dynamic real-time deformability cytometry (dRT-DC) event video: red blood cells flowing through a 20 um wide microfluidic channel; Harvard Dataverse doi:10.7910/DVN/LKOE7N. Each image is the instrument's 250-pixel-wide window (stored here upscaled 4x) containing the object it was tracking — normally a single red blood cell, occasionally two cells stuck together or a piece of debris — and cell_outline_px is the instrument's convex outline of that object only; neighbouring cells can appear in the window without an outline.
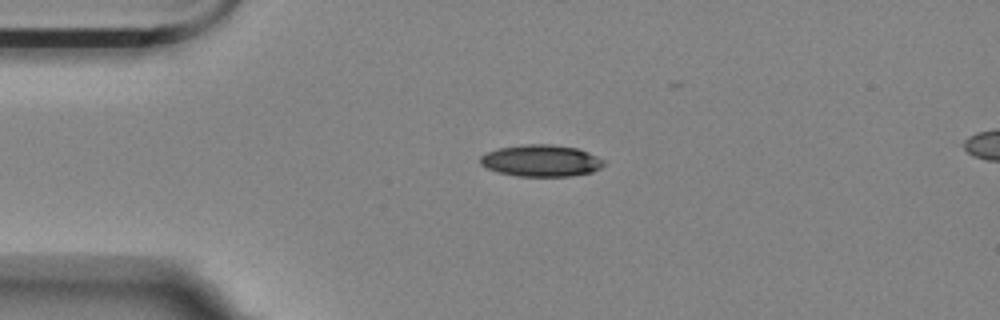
{"species": "Egyptian fruit bat (a non-hibernating species)", "species_latin": "Rousettus aegyptiacus", "temperature_condition": "room temperature", "stored_images_in_passage": 38, "camera_frame_rate_fps": 3000, "um_per_image_px": 0.085, "animal": {"sex": "female"}, "frame": {"image": 1, "passage_image": 1, "time_ms": 0.0, "image_size_px": [1000, 320], "cell_outline_px": [[604, 164], [600, 168], [592, 172], [568, 176], [516, 176], [496, 172], [480, 164], [480, 156], [488, 152], [500, 148], [524, 144], [552, 144], [576, 148], [588, 152], [604, 160]], "centroid_in_image_um": [45.98, 13.66], "position_along_channel_um": 39.0, "area_um2": 22.77}}
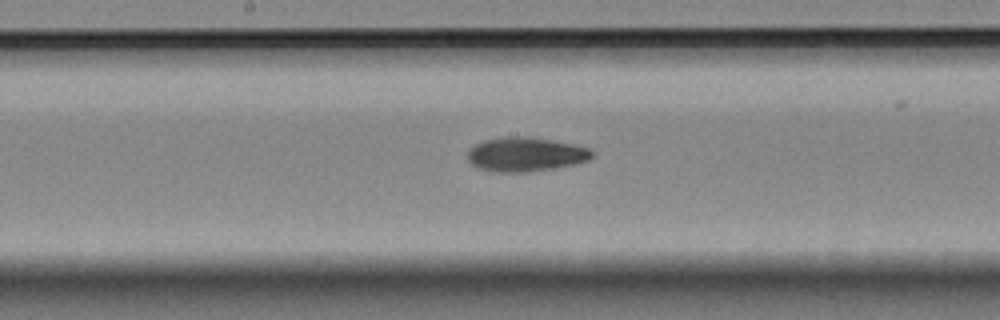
{"frame": {"image": 2, "passage_image": 17, "time_ms": 5.333, "image_size_px": [1000, 320], "cell_outline_px": [[592, 156], [588, 160], [572, 164], [552, 168], [528, 172], [492, 172], [476, 168], [468, 160], [468, 152], [476, 144], [484, 140], [508, 136], [528, 136], [576, 144], [588, 148], [592, 152]], "centroid_in_image_um": [44.64, 13.12], "position_along_channel_um": 203.6, "area_um2": 24.74}}
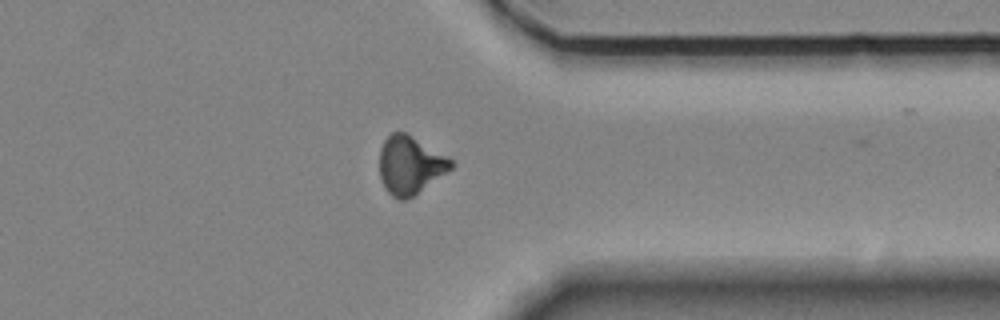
{"frame": {"image": 3, "passage_image": 32, "time_ms": 10.333, "image_size_px": [1000, 320], "cell_outline_px": [[456, 164], [452, 168], [412, 196], [404, 200], [400, 200], [392, 196], [384, 188], [380, 176], [380, 148], [384, 140], [392, 132], [404, 132], [448, 156]], "centroid_in_image_um": [34.85, 14.03], "position_along_channel_um": 376.6, "area_um2": 23.93}, "authors_computed_cell_mechanics": {"area_um2": 23.9003, "velocity_mm_per_s": 3.5638, "shape_relaxation_time_tau1_ms": 4.6392, "shape_relaxation_time_tau2_ms": 5.5308, "deformation_change_tau1": 0.1488, "deformation_change_tau2": 0.1217}}